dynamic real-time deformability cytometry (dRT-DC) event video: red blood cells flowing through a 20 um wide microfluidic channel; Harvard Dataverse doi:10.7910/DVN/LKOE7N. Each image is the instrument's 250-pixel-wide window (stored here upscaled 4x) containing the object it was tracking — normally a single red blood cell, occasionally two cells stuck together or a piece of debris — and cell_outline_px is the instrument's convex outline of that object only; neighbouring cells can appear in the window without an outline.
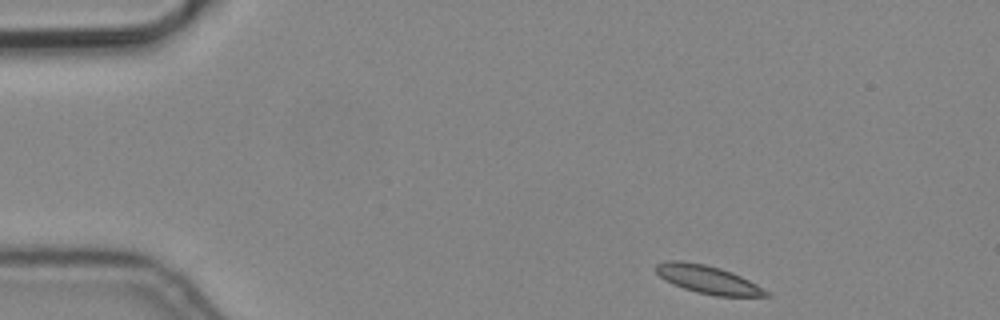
{"species": "common noctule bat (a hibernating species)", "species_latin": "Nyctalus noctula", "temperature_condition": "cold", "stored_images_in_passage": 7, "camera_frame_rate_fps": 3000, "um_per_image_px": 0.085, "animal": {"sex": "male", "body_mass_g": 19.2, "forearm_length_mm": 51.8}, "frame": {"image": 1, "passage_image": 1, "time_ms": 0.0, "image_size_px": [1000, 320], "cell_outline_px": [[772, 296], [716, 296], [696, 292], [672, 284], [664, 280], [656, 272], [656, 264], [668, 260], [680, 260], [704, 264], [720, 268], [732, 272], [756, 284], [768, 292]], "centroid_in_image_um": [60.14, 23.75], "position_along_channel_um": 24.9, "area_um2": 17.92}}
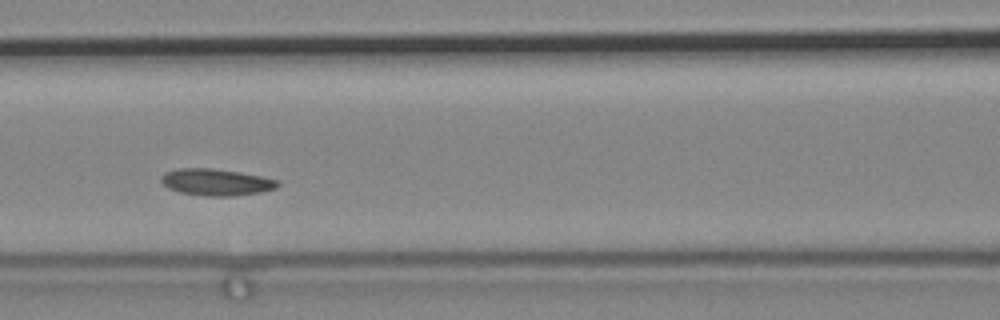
{"frame": {"image": 2, "passage_image": 6, "time_ms": 1.667, "image_size_px": [1000, 320], "cell_outline_px": [[280, 184], [276, 188], [260, 192], [236, 196], [208, 196], [180, 192], [168, 188], [160, 180], [160, 176], [164, 172], [176, 168], [212, 168], [240, 172], [280, 180]], "centroid_in_image_um": [18.37, 15.47], "position_along_channel_um": 148.2, "area_um2": 18.26}}
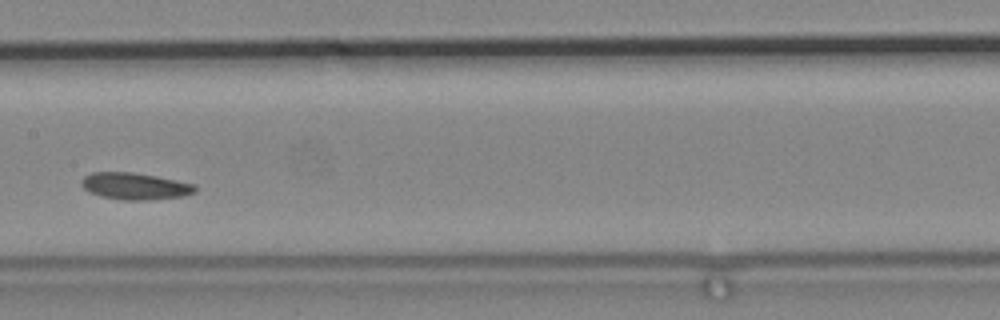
{"frame": {"image": 3, "passage_image": 7, "time_ms": 2.0, "image_size_px": [1000, 320], "cell_outline_px": [[196, 192], [184, 196], [148, 200], [124, 200], [100, 196], [88, 192], [80, 184], [80, 180], [84, 176], [92, 172], [132, 172], [156, 176], [196, 184]], "centroid_in_image_um": [11.46, 15.82], "position_along_channel_um": 195.9, "area_um2": 17.92}}